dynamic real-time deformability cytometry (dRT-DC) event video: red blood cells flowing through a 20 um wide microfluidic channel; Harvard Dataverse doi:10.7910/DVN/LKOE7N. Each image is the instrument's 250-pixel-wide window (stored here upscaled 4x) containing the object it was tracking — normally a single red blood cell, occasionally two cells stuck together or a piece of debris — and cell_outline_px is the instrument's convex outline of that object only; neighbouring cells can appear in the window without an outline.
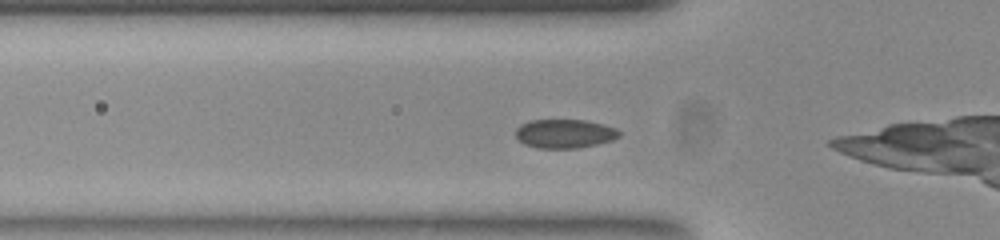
{"species": "common noctule bat (a hibernating species)", "species_latin": "Nyctalus noctula", "temperature_condition": "room temperature", "stored_images_in_passage": 39, "camera_frame_rate_fps": 3000, "um_per_image_px": 0.085, "animal": {"sex": "female", "body_mass_g": 23.0, "forearm_length_mm": 53.4}, "frame": {"image": 1, "passage_image": 3, "time_ms": 0.667, "image_size_px": [1000, 240], "cell_outline_px": [[620, 136], [612, 140], [596, 144], [576, 148], [536, 148], [524, 144], [516, 136], [516, 128], [520, 124], [528, 120], [584, 120], [604, 124], [616, 128], [620, 132]], "centroid_in_image_um": [47.98, 11.35], "position_along_channel_um": 77.8, "area_um2": 17.46}}
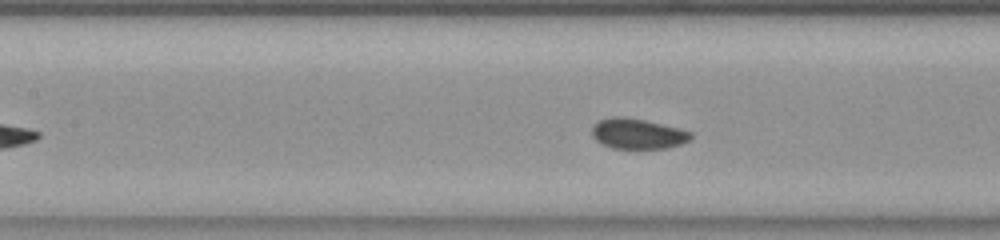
{"frame": {"image": 2, "passage_image": 9, "time_ms": 2.667, "image_size_px": [1000, 240], "cell_outline_px": [[692, 136], [688, 140], [680, 144], [668, 148], [612, 148], [596, 140], [592, 136], [592, 124], [600, 120], [612, 116], [624, 116], [644, 120], [692, 132]], "centroid_in_image_um": [54.15, 11.36], "position_along_channel_um": 153.2, "area_um2": 17.28}}
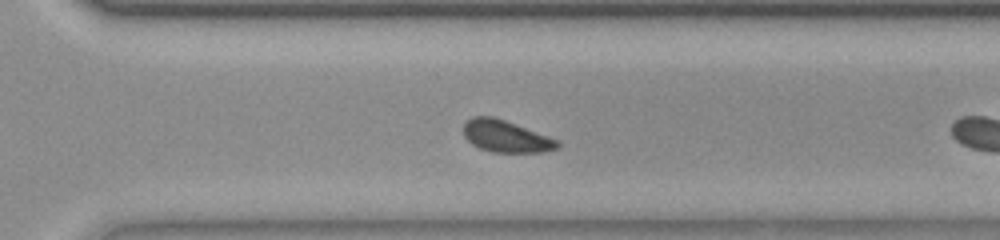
{"frame": {"image": 3, "passage_image": 23, "time_ms": 7.333, "image_size_px": [1000, 240], "cell_outline_px": [[560, 144], [556, 148], [544, 152], [492, 152], [480, 148], [472, 144], [464, 136], [464, 124], [472, 116], [492, 116], [504, 120], [560, 140]], "centroid_in_image_um": [43.0, 11.59], "position_along_channel_um": 327.6, "area_um2": 17.34}}